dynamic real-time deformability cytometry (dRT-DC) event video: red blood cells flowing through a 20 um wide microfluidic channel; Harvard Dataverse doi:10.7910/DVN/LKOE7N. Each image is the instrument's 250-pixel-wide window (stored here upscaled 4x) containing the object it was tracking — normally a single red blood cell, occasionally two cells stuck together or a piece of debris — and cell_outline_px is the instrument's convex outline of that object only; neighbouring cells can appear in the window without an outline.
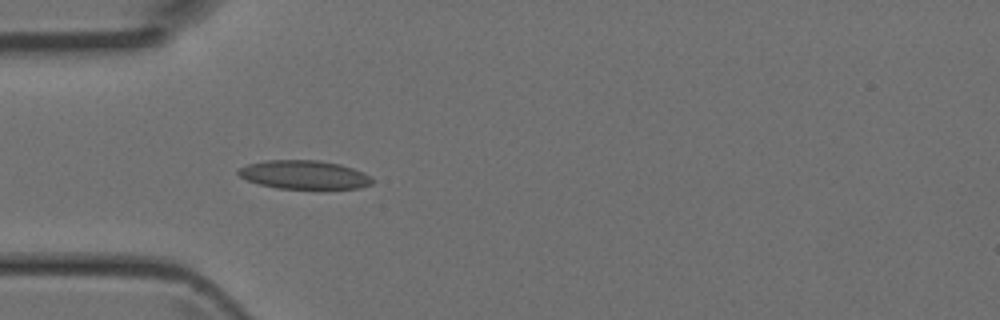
{"species": "Egyptian fruit bat (a non-hibernating species)", "species_latin": "Rousettus aegyptiacus", "temperature_condition": "room temperature", "stored_images_in_passage": 5, "camera_frame_rate_fps": 3000, "um_per_image_px": 0.085, "animal": {"sex": "female"}, "frame": {"image": 1, "passage_image": 5, "time_ms": 1.333, "image_size_px": [1000, 320], "cell_outline_px": [[372, 184], [360, 188], [276, 188], [260, 184], [248, 180], [240, 176], [236, 172], [240, 168], [248, 164], [268, 160], [320, 160], [340, 164], [352, 168], [368, 176], [372, 180]], "centroid_in_image_um": [25.83, 14.84], "position_along_channel_um": 59.2, "area_um2": 21.96}}